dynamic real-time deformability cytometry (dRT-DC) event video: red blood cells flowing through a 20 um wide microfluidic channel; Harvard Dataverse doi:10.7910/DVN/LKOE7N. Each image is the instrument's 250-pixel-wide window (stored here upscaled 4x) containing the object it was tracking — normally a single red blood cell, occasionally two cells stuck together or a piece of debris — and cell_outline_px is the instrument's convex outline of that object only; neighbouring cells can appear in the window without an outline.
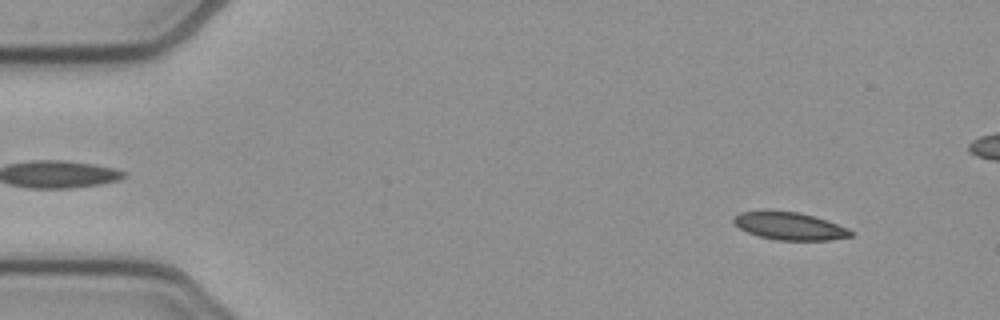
{"species": "common noctule bat (a hibernating species)", "species_latin": "Nyctalus noctula", "temperature_condition": "cold", "stored_images_in_passage": 53, "camera_frame_rate_fps": 3000, "um_per_image_px": 0.085, "animal": {"sex": "female", "body_mass_g": 21.9}, "frame": {"image": 1, "passage_image": 5, "time_ms": 1.333, "image_size_px": [1000, 320], "cell_outline_px": [[852, 236], [832, 240], [776, 240], [760, 236], [748, 232], [740, 228], [732, 220], [732, 216], [740, 212], [764, 208], [800, 212], [828, 220], [848, 228], [852, 232]], "centroid_in_image_um": [67.07, 19.17], "position_along_channel_um": 17.9, "area_um2": 19.42}}
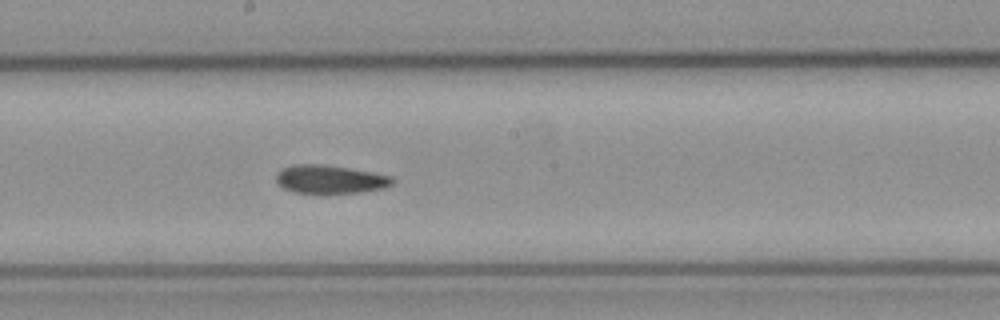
{"frame": {"image": 2, "passage_image": 28, "time_ms": 9.0, "image_size_px": [1000, 320], "cell_outline_px": [[396, 180], [392, 184], [384, 188], [360, 192], [324, 196], [292, 192], [284, 188], [276, 180], [276, 172], [292, 164], [324, 164], [372, 172], [392, 176]], "centroid_in_image_um": [28.05, 15.28], "position_along_channel_um": 220.2, "area_um2": 20.0}}
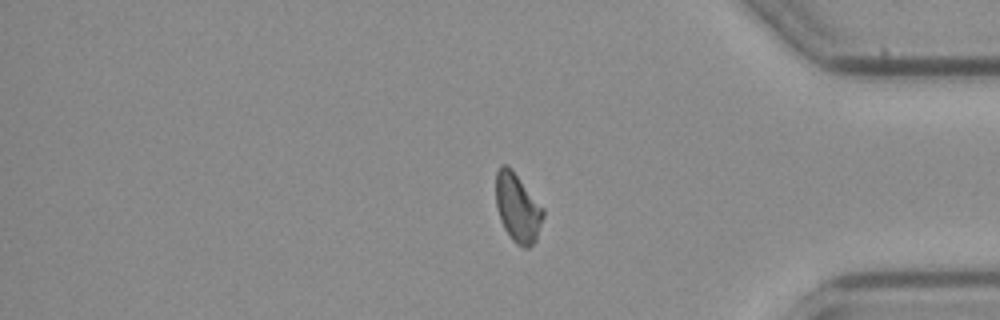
{"frame": {"image": 3, "passage_image": 43, "time_ms": 14.0, "image_size_px": [1000, 320], "cell_outline_px": [[544, 216], [536, 240], [528, 248], [524, 248], [516, 244], [512, 240], [504, 228], [500, 220], [496, 208], [496, 172], [500, 164], [508, 164], [512, 168], [544, 208]], "centroid_in_image_um": [43.99, 17.64], "position_along_channel_um": 391.2, "area_um2": 19.25}, "authors_computed_cell_mechanics": {"area_um2": 19.4208, "velocity_mm_per_s": 3.8982, "shape_relaxation_time_tau1_ms": null, "shape_relaxation_time_tau2_ms": 3.5883, "deformation_change_tau1": null, "deformation_change_tau2": 0.0841}}